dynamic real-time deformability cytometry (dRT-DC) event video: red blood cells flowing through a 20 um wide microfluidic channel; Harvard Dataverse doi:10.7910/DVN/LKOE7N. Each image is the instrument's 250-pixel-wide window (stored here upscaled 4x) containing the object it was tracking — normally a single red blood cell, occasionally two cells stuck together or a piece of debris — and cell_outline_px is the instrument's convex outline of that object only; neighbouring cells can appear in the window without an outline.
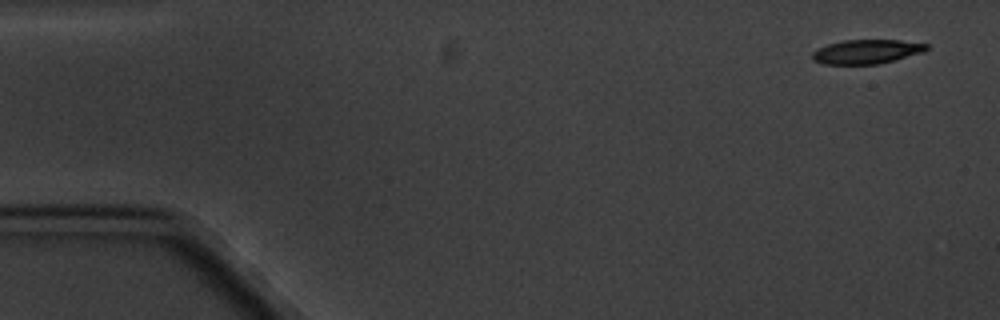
{"species": "common noctule bat (a hibernating species)", "species_latin": "Nyctalus noctula", "temperature_condition": "cold", "stored_images_in_passage": 4, "camera_frame_rate_fps": 3000, "um_per_image_px": 0.085, "animal": {"sex": "male", "body_mass_g": 20.1, "forearm_length_mm": 53.5}, "frame": {"image": 1, "passage_image": 1, "time_ms": 0.0, "image_size_px": [1000, 320], "cell_outline_px": [[928, 48], [924, 52], [880, 64], [824, 64], [812, 60], [812, 52], [828, 44], [844, 40], [900, 40], [928, 44]], "centroid_in_image_um": [73.67, 4.39], "position_along_channel_um": 11.3, "area_um2": 16.07}}